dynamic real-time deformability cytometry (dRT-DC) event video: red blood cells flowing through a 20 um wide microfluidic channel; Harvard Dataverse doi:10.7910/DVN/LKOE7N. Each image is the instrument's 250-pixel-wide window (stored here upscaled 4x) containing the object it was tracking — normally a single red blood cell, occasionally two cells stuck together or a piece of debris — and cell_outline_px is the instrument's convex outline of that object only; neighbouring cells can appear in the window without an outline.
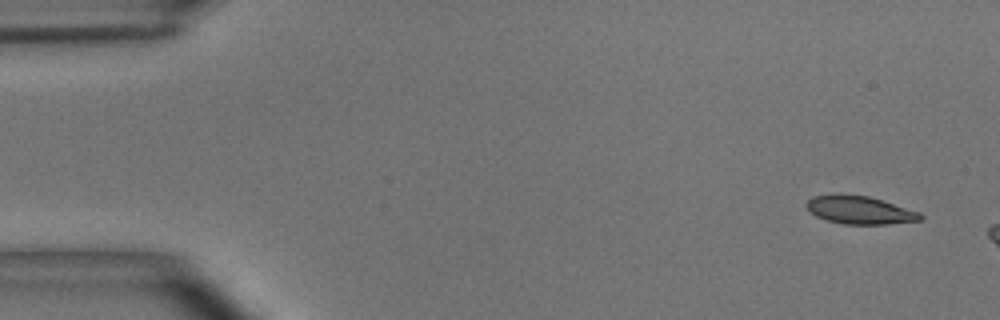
{"species": "common noctule bat (a hibernating species)", "species_latin": "Nyctalus noctula", "temperature_condition": "room temperature", "stored_images_in_passage": 3, "camera_frame_rate_fps": 3000, "um_per_image_px": 0.085, "animal": {"sex": "male", "body_mass_g": 15.6}, "frame": {"image": 1, "passage_image": 1, "time_ms": 0.0, "image_size_px": [1000, 320], "cell_outline_px": [[924, 216], [920, 220], [888, 224], [844, 224], [828, 220], [816, 216], [804, 204], [812, 196], [840, 192], [868, 196], [920, 212]], "centroid_in_image_um": [73.04, 17.83], "position_along_channel_um": 12.0, "area_um2": 18.73}}